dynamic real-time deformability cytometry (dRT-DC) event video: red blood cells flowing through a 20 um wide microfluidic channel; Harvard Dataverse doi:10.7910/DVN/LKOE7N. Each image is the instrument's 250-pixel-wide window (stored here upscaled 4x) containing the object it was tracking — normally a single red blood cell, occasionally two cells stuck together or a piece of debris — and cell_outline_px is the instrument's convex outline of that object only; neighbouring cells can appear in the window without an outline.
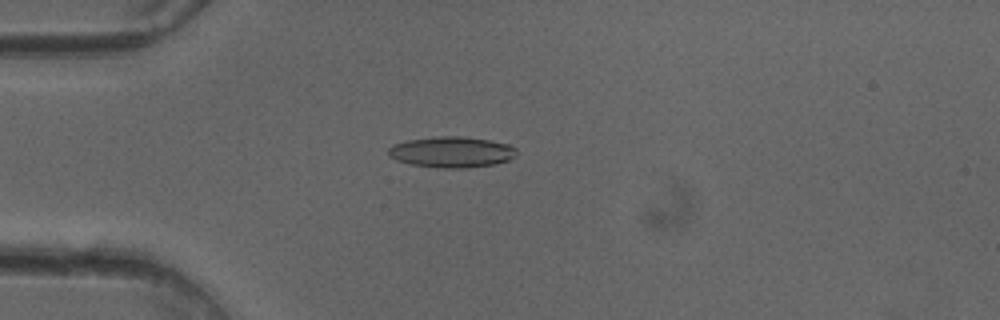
{"species": "common noctule bat (a hibernating species)", "species_latin": "Nyctalus noctula", "temperature_condition": "cold", "stored_images_in_passage": 51, "camera_frame_rate_fps": 3000, "um_per_image_px": 0.085, "animal": {"sex": "female"}, "frame": {"image": 1, "passage_image": 14, "time_ms": 4.333, "image_size_px": [1000, 320], "cell_outline_px": [[516, 156], [508, 160], [496, 164], [468, 168], [440, 168], [412, 164], [396, 160], [388, 156], [388, 148], [392, 144], [408, 140], [440, 136], [464, 136], [488, 140], [508, 144], [516, 148]], "centroid_in_image_um": [38.39, 12.92], "position_along_channel_um": 46.6, "area_um2": 23.18}}
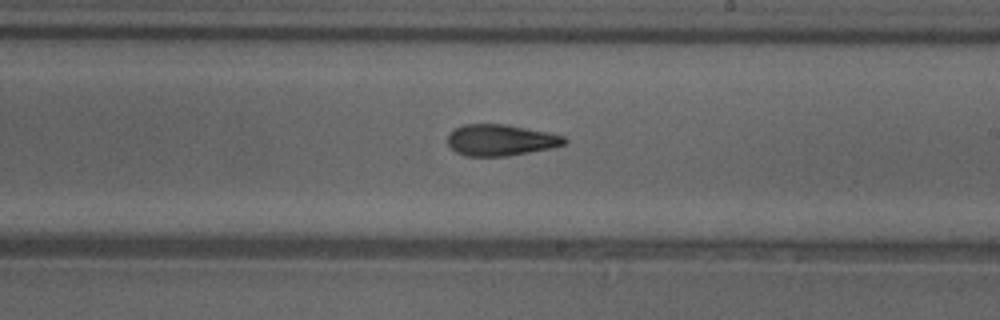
{"frame": {"image": 2, "passage_image": 30, "time_ms": 9.667, "image_size_px": [1000, 320], "cell_outline_px": [[568, 140], [564, 144], [552, 148], [508, 156], [464, 156], [456, 152], [448, 144], [448, 132], [464, 124], [504, 124], [548, 132], [564, 136]], "centroid_in_image_um": [42.55, 11.91], "position_along_channel_um": 246.5, "area_um2": 21.33}}
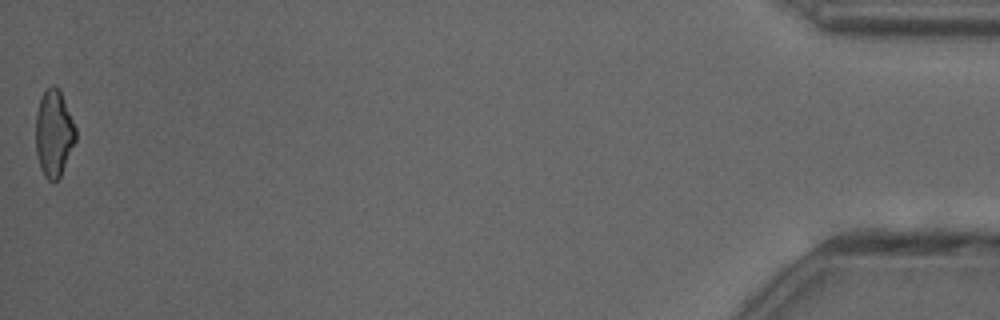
{"frame": {"image": 3, "passage_image": 51, "time_ms": 16.667, "image_size_px": [1000, 320], "cell_outline_px": [[76, 140], [60, 176], [56, 180], [48, 180], [44, 176], [40, 168], [36, 152], [36, 112], [40, 96], [52, 84], [56, 84], [60, 92], [76, 128]], "centroid_in_image_um": [4.56, 11.32], "position_along_channel_um": 430.6, "area_um2": 20.06}, "authors_computed_cell_mechanics": {"area_um2": 21.6172, "velocity_mm_per_s": 4.0709, "shape_relaxation_time_tau1_ms": 5.9393, "shape_relaxation_time_tau2_ms": 2.3601, "deformation_change_tau1": 0.1714, "deformation_change_tau2": 0.1004}}